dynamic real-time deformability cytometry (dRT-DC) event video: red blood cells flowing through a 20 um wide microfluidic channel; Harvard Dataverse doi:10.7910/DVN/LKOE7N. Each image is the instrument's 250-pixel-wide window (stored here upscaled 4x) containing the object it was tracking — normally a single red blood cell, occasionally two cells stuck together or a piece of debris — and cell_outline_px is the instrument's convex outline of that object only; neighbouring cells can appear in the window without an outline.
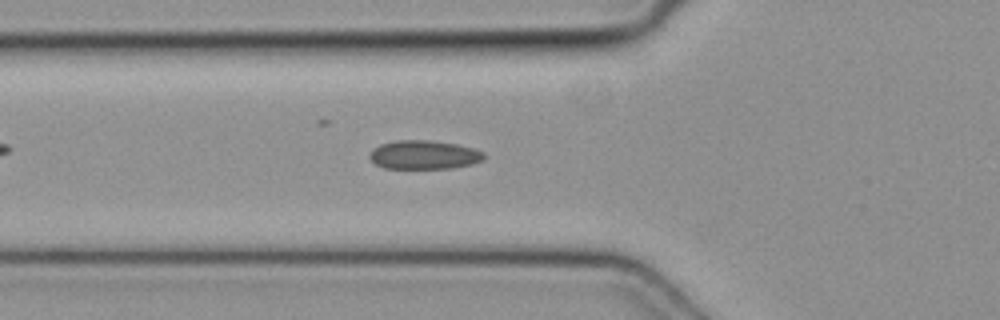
{"species": "common noctule bat (a hibernating species)", "species_latin": "Nyctalus noctula", "temperature_condition": "cold", "stored_images_in_passage": 44, "camera_frame_rate_fps": 3000, "um_per_image_px": 0.085, "animal": {"sex": "female", "body_mass_g": 19.3, "forearm_length_mm": 54.1}, "frame": {"image": 1, "passage_image": 17, "time_ms": 5.333, "image_size_px": [1000, 320], "cell_outline_px": [[484, 160], [472, 164], [452, 168], [384, 168], [376, 164], [368, 156], [372, 148], [380, 144], [396, 140], [428, 140], [456, 144], [472, 148], [484, 152]], "centroid_in_image_um": [36.02, 13.15], "position_along_channel_um": 89.8, "area_um2": 19.19}}
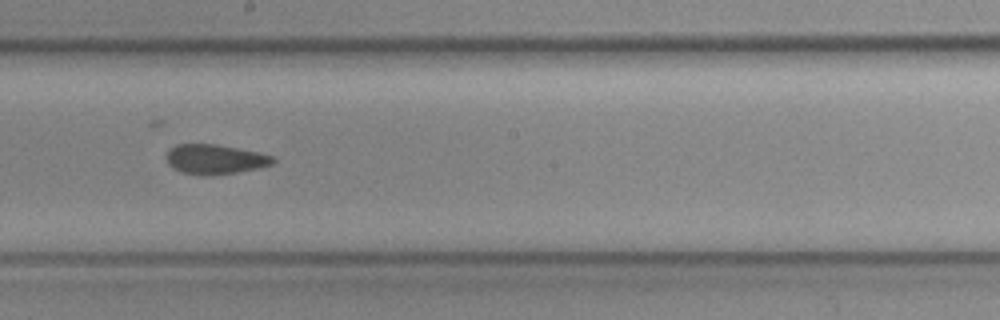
{"frame": {"image": 2, "passage_image": 27, "time_ms": 8.667, "image_size_px": [1000, 320], "cell_outline_px": [[276, 160], [272, 164], [256, 168], [236, 172], [212, 176], [200, 176], [180, 172], [172, 168], [168, 164], [164, 156], [176, 144], [216, 144], [256, 152], [272, 156]], "centroid_in_image_um": [18.21, 13.55], "position_along_channel_um": 230.0, "area_um2": 18.5}}
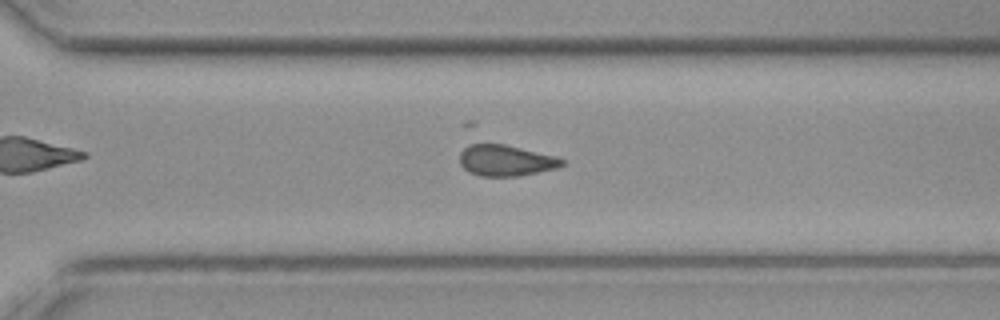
{"frame": {"image": 3, "passage_image": 34, "time_ms": 11.0, "image_size_px": [1000, 320], "cell_outline_px": [[564, 164], [556, 168], [516, 176], [480, 176], [468, 172], [460, 164], [460, 152], [464, 148], [472, 144], [504, 144], [556, 156], [564, 160]], "centroid_in_image_um": [42.97, 13.64], "position_along_channel_um": 327.6, "area_um2": 18.32}}